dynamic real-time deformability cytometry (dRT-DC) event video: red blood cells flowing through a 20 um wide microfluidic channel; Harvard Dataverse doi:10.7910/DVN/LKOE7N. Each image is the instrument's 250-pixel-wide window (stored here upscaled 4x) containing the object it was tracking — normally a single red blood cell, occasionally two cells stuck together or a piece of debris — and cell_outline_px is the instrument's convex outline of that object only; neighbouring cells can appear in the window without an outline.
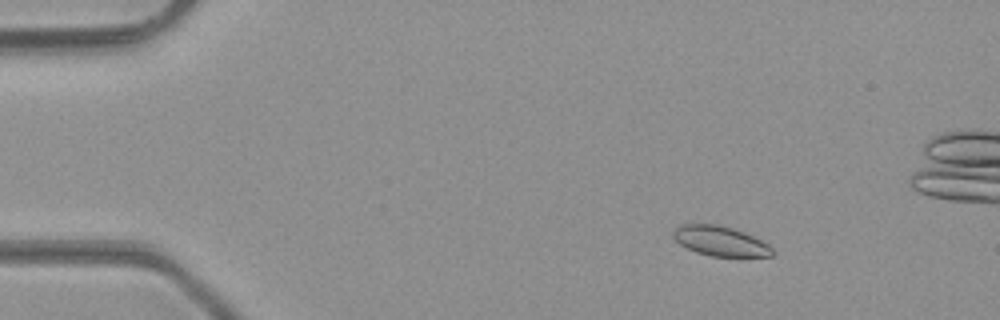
{"species": "common noctule bat (a hibernating species)", "species_latin": "Nyctalus noctula", "temperature_condition": "room temperature", "stored_images_in_passage": 49, "camera_frame_rate_fps": 3000, "um_per_image_px": 0.085, "animal": {"sex": "male", "body_mass_g": 23.1, "forearm_length_mm": 52.7}, "frame": {"image": 1, "passage_image": 7, "time_ms": 2.0, "image_size_px": [1000, 320], "cell_outline_px": [[776, 252], [772, 256], [712, 256], [696, 252], [680, 244], [672, 236], [672, 232], [680, 224], [716, 224], [732, 228], [744, 232], [768, 244]], "centroid_in_image_um": [61.22, 20.49], "position_along_channel_um": 23.8, "area_um2": 17.11}}
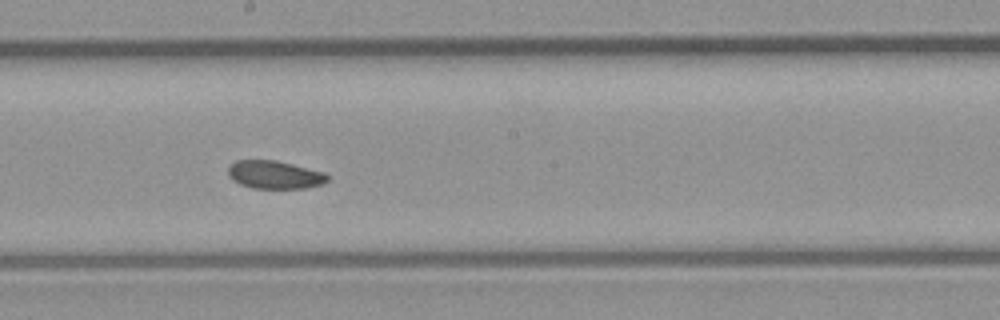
{"frame": {"image": 2, "passage_image": 27, "time_ms": 8.667, "image_size_px": [1000, 320], "cell_outline_px": [[328, 180], [320, 184], [304, 188], [252, 188], [240, 184], [232, 180], [228, 176], [228, 164], [236, 160], [276, 160], [324, 172], [328, 176]], "centroid_in_image_um": [23.28, 14.84], "position_along_channel_um": 224.9, "area_um2": 16.24}}
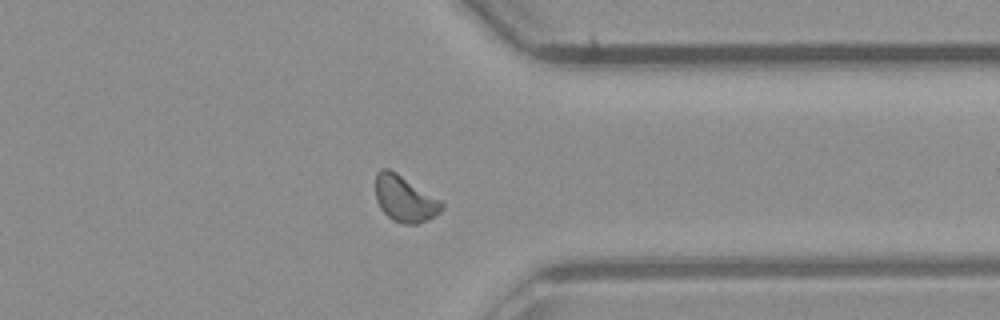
{"frame": {"image": 3, "passage_image": 38, "time_ms": 12.333, "image_size_px": [1000, 320], "cell_outline_px": [[444, 208], [440, 212], [428, 220], [416, 224], [404, 224], [392, 220], [380, 208], [376, 200], [376, 172], [380, 168], [388, 168], [396, 172], [440, 200], [444, 204]], "centroid_in_image_um": [34.39, 16.9], "position_along_channel_um": 377.0, "area_um2": 17.74}, "authors_computed_cell_mechanics": {"area_um2": 17.2244, "velocity_mm_per_s": 4.2685, "shape_relaxation_time_tau1_ms": null, "shape_relaxation_time_tau2_ms": 6.0687, "deformation_change_tau1": null, "deformation_change_tau2": 0.0898}}